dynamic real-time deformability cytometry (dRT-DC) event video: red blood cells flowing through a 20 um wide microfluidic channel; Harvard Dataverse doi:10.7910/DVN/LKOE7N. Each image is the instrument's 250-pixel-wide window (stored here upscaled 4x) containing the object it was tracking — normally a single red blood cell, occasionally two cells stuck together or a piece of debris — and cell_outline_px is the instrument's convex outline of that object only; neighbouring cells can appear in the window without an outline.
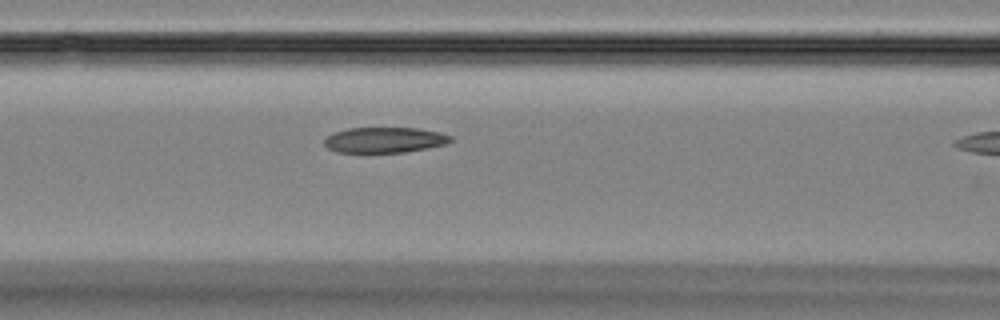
{"species": "Egyptian fruit bat (a non-hibernating species)", "species_latin": "Rousettus aegyptiacus", "temperature_condition": "room temperature", "stored_images_in_passage": 9, "camera_frame_rate_fps": 3000, "um_per_image_px": 0.085, "animal": {"sex": "female"}, "frame": {"image": 1, "passage_image": 8, "time_ms": 2.333, "image_size_px": [1000, 320], "cell_outline_px": [[456, 140], [448, 144], [404, 152], [336, 152], [328, 148], [324, 144], [324, 136], [332, 132], [348, 128], [416, 128], [440, 132], [452, 136]], "centroid_in_image_um": [32.69, 11.89], "position_along_channel_um": 133.9, "area_um2": 19.02}}